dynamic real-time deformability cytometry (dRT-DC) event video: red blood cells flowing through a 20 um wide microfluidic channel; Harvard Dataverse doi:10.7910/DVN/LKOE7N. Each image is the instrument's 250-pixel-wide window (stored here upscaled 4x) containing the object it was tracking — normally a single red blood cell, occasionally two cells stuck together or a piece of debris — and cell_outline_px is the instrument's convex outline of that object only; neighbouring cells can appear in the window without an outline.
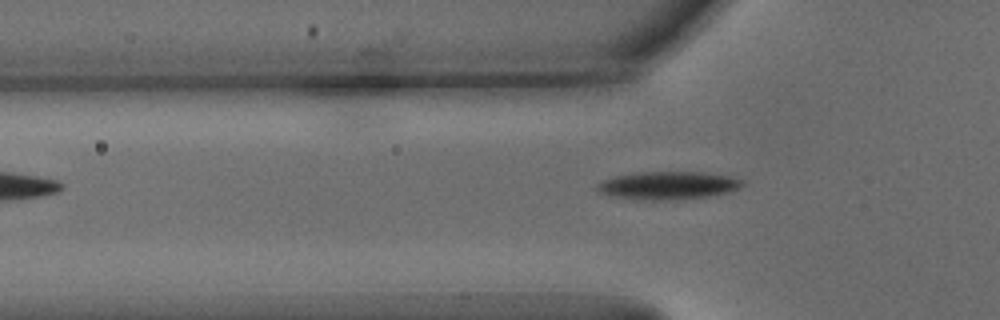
{"species": "common noctule bat (a hibernating species)", "species_latin": "Nyctalus noctula", "temperature_condition": "warm", "stored_images_in_passage": 41, "camera_frame_rate_fps": 3000, "um_per_image_px": 0.085, "animal": {"sex": "male", "body_mass_g": 15.6}, "frame": {"image": 1, "passage_image": 8, "time_ms": 2.333, "image_size_px": [1000, 320], "cell_outline_px": [[744, 184], [728, 192], [708, 196], [668, 200], [636, 200], [612, 196], [600, 192], [596, 188], [596, 184], [604, 180], [616, 176], [636, 172], [704, 172], [728, 176], [744, 180]], "centroid_in_image_um": [56.75, 15.76], "position_along_channel_um": 69.1, "area_um2": 23.52}}
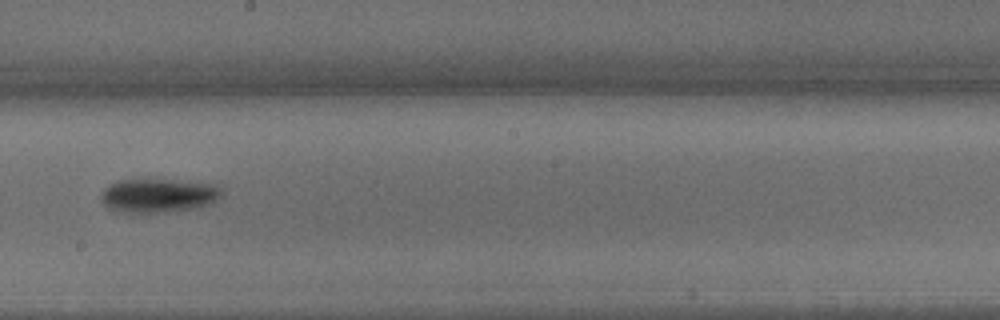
{"frame": {"image": 2, "passage_image": 21, "time_ms": 6.667, "image_size_px": [1000, 320], "cell_outline_px": [[224, 192], [216, 200], [208, 204], [188, 208], [156, 212], [128, 212], [108, 208], [104, 204], [100, 196], [104, 188], [108, 184], [116, 180], [148, 176], [216, 184]], "centroid_in_image_um": [13.41, 16.53], "position_along_channel_um": 234.8, "area_um2": 24.39}}
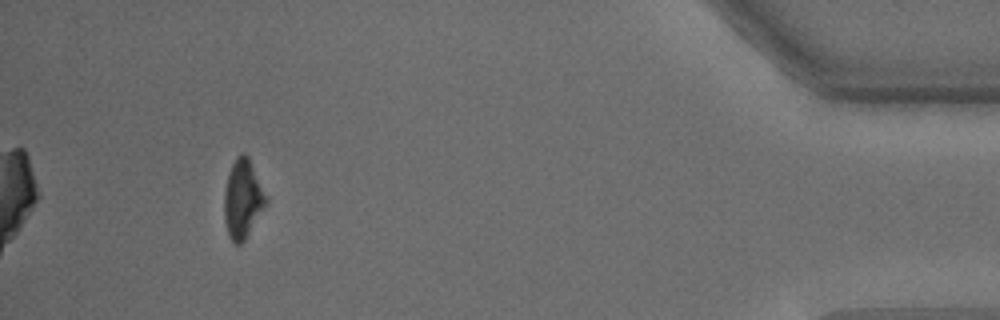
{"frame": {"image": 3, "passage_image": 40, "time_ms": 13.0, "image_size_px": [1000, 320], "cell_outline_px": [[268, 204], [244, 240], [240, 244], [232, 244], [228, 236], [224, 220], [224, 192], [228, 172], [236, 156], [240, 152], [244, 152], [248, 156], [268, 196]], "centroid_in_image_um": [20.64, 16.91], "position_along_channel_um": 414.6, "area_um2": 19.65}}